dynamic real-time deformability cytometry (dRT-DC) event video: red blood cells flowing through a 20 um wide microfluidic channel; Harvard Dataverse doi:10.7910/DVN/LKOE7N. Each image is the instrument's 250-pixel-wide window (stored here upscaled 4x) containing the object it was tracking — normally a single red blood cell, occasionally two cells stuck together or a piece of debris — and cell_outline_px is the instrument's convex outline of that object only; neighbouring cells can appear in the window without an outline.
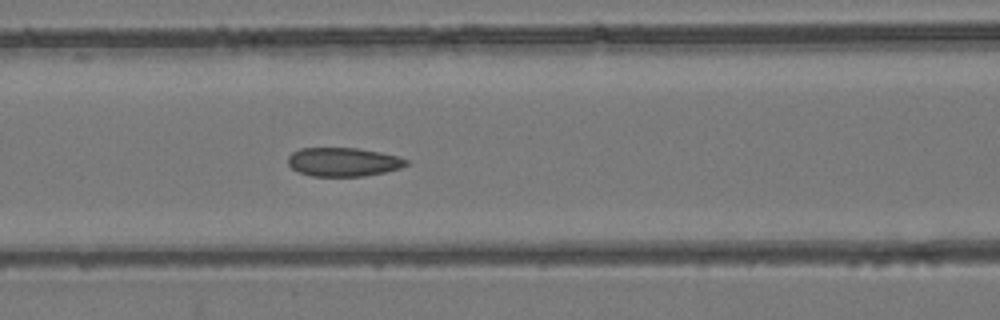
{"species": "common noctule bat (a hibernating species)", "species_latin": "Nyctalus noctula", "temperature_condition": "room temperature", "stored_images_in_passage": 54, "camera_frame_rate_fps": 3000, "um_per_image_px": 0.085, "animal": {"sex": "female", "body_mass_g": 24.6, "forearm_length_mm": 56.2}, "frame": {"image": 1, "passage_image": 23, "time_ms": 7.333, "image_size_px": [1000, 320], "cell_outline_px": [[408, 164], [400, 168], [384, 172], [364, 176], [312, 176], [300, 172], [292, 168], [288, 164], [288, 156], [292, 152], [300, 148], [356, 148], [380, 152], [396, 156], [408, 160]], "centroid_in_image_um": [29.16, 13.76], "position_along_channel_um": 137.4, "area_um2": 19.71}}
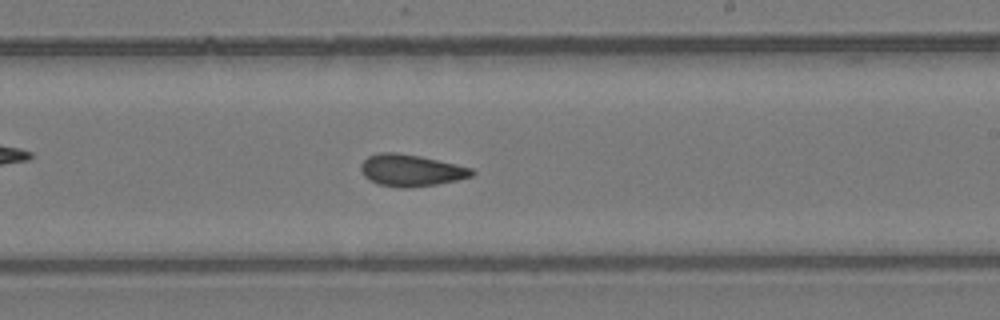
{"frame": {"image": 2, "passage_image": 32, "time_ms": 10.333, "image_size_px": [1000, 320], "cell_outline_px": [[476, 172], [472, 176], [456, 180], [436, 184], [408, 188], [400, 188], [380, 184], [364, 176], [360, 168], [364, 160], [368, 156], [380, 152], [396, 152], [420, 156], [456, 164], [472, 168]], "centroid_in_image_um": [34.95, 14.47], "position_along_channel_um": 254.1, "area_um2": 20.4}}
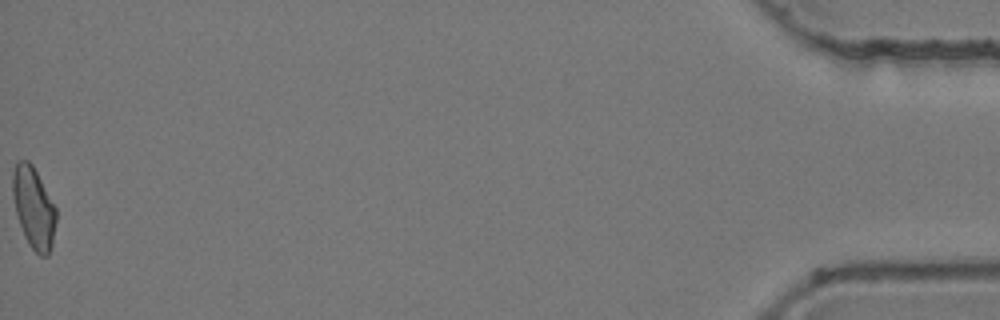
{"frame": {"image": 3, "passage_image": 54, "time_ms": 17.667, "image_size_px": [1000, 320], "cell_outline_px": [[56, 220], [52, 244], [48, 256], [40, 256], [28, 244], [20, 224], [16, 212], [12, 196], [12, 172], [16, 160], [28, 160], [32, 164], [56, 208]], "centroid_in_image_um": [2.84, 17.63], "position_along_channel_um": 432.4, "area_um2": 20.52}, "authors_computed_cell_mechanics": {"area_um2": 20.6057, "velocity_mm_per_s": 3.8945, "shape_relaxation_time_tau1_ms": null, "shape_relaxation_time_tau2_ms": 2.6294, "deformation_change_tau1": null, "deformation_change_tau2": 0.0727}}